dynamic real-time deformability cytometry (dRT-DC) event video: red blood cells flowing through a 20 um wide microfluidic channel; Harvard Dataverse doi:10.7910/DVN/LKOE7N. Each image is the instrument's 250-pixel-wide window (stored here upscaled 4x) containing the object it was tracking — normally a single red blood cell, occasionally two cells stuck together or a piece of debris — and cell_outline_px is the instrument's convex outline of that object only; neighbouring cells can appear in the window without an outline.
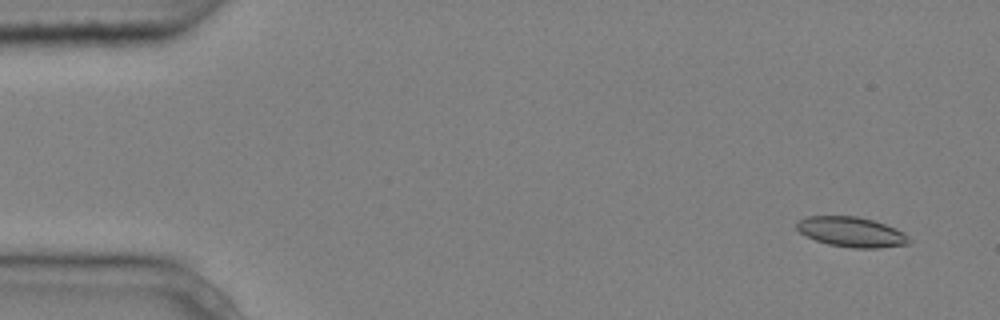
{"species": "common noctule bat (a hibernating species)", "species_latin": "Nyctalus noctula", "temperature_condition": "cold", "stored_images_in_passage": 6, "camera_frame_rate_fps": 3000, "um_per_image_px": 0.085, "animal": {"sex": "male", "body_mass_g": 20.4}, "frame": {"image": 1, "passage_image": 2, "time_ms": 0.333, "image_size_px": [1000, 320], "cell_outline_px": [[908, 244], [880, 248], [852, 248], [828, 244], [804, 236], [796, 228], [796, 220], [808, 216], [856, 216], [872, 220], [896, 228], [904, 232], [908, 236]], "centroid_in_image_um": [72.33, 19.71], "position_along_channel_um": 12.7, "area_um2": 19.71}}